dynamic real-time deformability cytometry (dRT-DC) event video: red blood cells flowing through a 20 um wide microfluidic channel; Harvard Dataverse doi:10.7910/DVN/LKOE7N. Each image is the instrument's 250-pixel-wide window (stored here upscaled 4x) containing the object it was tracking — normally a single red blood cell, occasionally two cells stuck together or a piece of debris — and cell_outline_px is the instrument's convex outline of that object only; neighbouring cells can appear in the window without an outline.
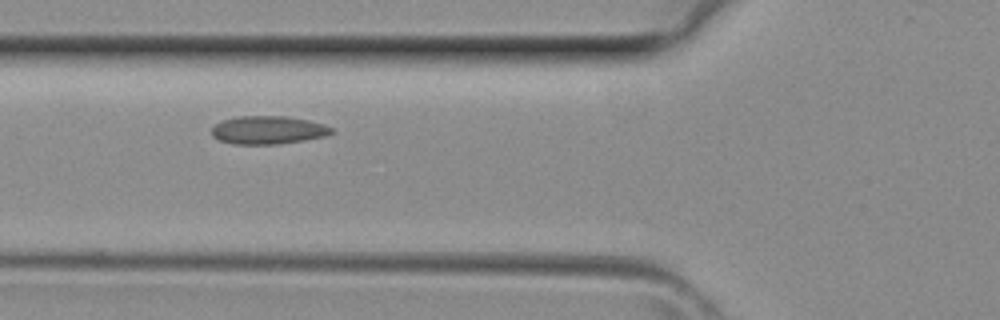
{"species": "common noctule bat (a hibernating species)", "species_latin": "Nyctalus noctula", "temperature_condition": "room temperature", "stored_images_in_passage": 3, "camera_frame_rate_fps": 3000, "um_per_image_px": 0.085, "animal": {"sex": "female", "body_mass_g": 29.2, "forearm_length_mm": 56.3}, "frame": {"image": 1, "passage_image": 2, "time_ms": 0.333, "image_size_px": [1000, 320], "cell_outline_px": [[336, 132], [324, 136], [304, 140], [280, 144], [232, 144], [220, 140], [212, 136], [212, 128], [220, 120], [240, 116], [288, 116], [308, 120], [324, 124], [332, 128]], "centroid_in_image_um": [22.79, 11.05], "position_along_channel_um": 103.0, "area_um2": 19.77}}
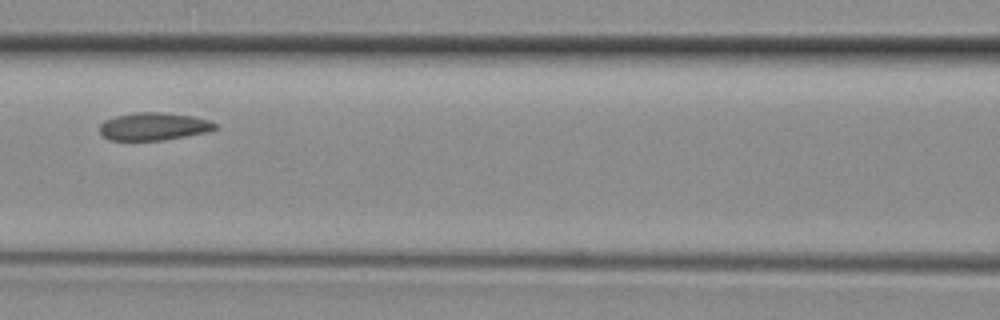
{"frame": {"image": 2, "passage_image": 3, "time_ms": 0.667, "image_size_px": [1000, 320], "cell_outline_px": [[220, 128], [208, 132], [164, 140], [108, 140], [100, 132], [100, 124], [104, 120], [116, 116], [136, 112], [160, 112], [192, 116], [208, 120], [216, 124]], "centroid_in_image_um": [13.08, 10.75], "position_along_channel_um": 153.5, "area_um2": 18.67}}